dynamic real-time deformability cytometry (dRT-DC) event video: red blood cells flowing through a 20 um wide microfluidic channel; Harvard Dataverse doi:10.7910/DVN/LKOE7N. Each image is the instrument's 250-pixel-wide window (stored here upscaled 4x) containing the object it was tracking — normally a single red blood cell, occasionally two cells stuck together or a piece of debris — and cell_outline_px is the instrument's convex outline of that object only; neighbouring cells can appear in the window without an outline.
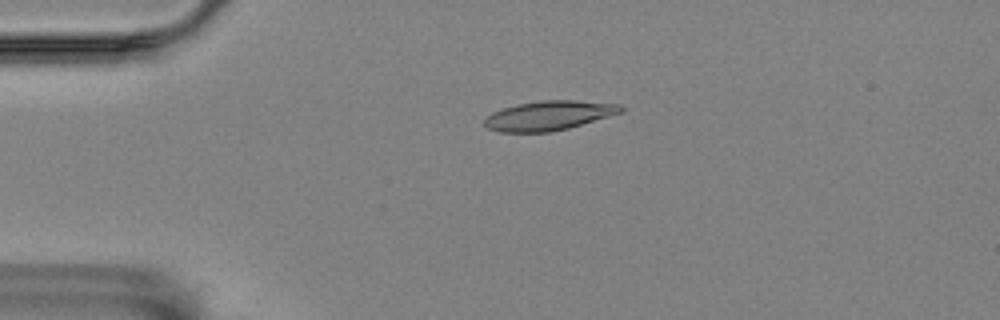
{"species": "Egyptian fruit bat (a non-hibernating species)", "species_latin": "Rousettus aegyptiacus", "temperature_condition": "room temperature", "stored_images_in_passage": 4, "camera_frame_rate_fps": 3000, "um_per_image_px": 0.085, "animal": {"sex": "female"}, "frame": {"image": 1, "passage_image": 3, "time_ms": 0.667, "image_size_px": [1000, 320], "cell_outline_px": [[624, 112], [568, 128], [548, 132], [500, 132], [488, 128], [484, 124], [484, 120], [492, 112], [516, 104], [540, 100], [576, 100], [620, 104], [624, 108]], "centroid_in_image_um": [46.68, 9.81], "position_along_channel_um": 38.3, "area_um2": 23.41}}